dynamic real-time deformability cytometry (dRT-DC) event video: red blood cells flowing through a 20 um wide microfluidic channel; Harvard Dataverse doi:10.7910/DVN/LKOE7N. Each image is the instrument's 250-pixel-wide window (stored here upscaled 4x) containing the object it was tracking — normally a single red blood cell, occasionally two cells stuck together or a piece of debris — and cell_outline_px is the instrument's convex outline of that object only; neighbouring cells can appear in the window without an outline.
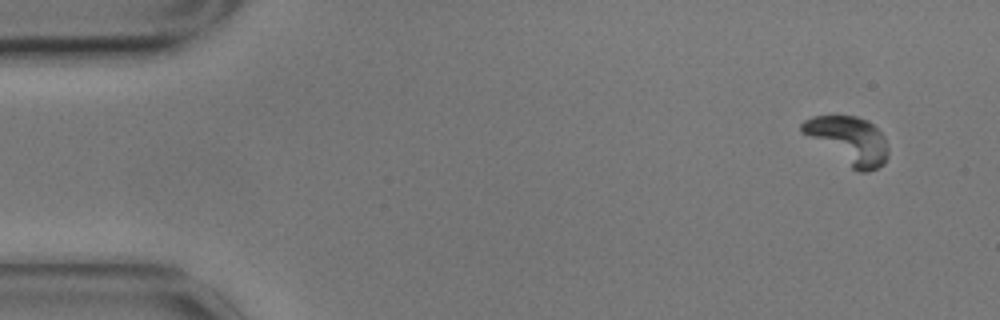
{"species": "common noctule bat (a hibernating species)", "species_latin": "Nyctalus noctula", "temperature_condition": "cold", "stored_images_in_passage": 15, "camera_frame_rate_fps": 3000, "um_per_image_px": 0.085, "animal": {"sex": "male", "body_mass_g": 17.9}, "frame": {"image": 1, "passage_image": 5, "time_ms": 1.333, "image_size_px": [1000, 320], "cell_outline_px": [[888, 156], [884, 164], [868, 172], [860, 172], [852, 168], [800, 132], [800, 124], [804, 120], [812, 116], [856, 116], [868, 120], [884, 136], [888, 148]], "centroid_in_image_um": [72.12, 11.92], "position_along_channel_um": 12.9, "area_um2": 23.81}}